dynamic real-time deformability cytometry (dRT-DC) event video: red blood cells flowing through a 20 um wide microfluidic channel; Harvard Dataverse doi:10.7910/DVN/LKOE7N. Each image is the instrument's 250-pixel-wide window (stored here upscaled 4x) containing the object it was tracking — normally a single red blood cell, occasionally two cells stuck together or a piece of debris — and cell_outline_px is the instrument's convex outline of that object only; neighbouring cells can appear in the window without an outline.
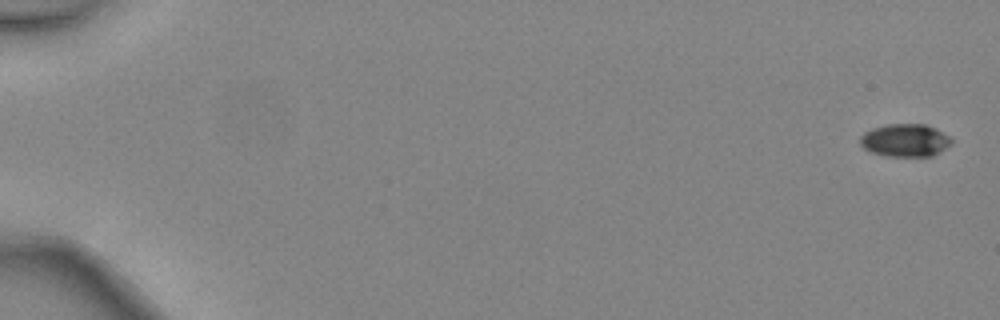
{"species": "common noctule bat (a hibernating species)", "species_latin": "Nyctalus noctula", "temperature_condition": "warm", "stored_images_in_passage": 5, "camera_frame_rate_fps": 3000, "um_per_image_px": 0.085, "animal": {"sex": "female", "body_mass_g": 24.6, "forearm_length_mm": 56.2}, "frame": {"image": 1, "passage_image": 1, "time_ms": 0.0, "image_size_px": [1000, 320], "cell_outline_px": [[952, 144], [932, 156], [888, 156], [872, 152], [864, 148], [860, 144], [860, 136], [864, 132], [872, 128], [888, 124], [924, 124], [936, 128], [948, 136], [952, 140]], "centroid_in_image_um": [76.93, 11.92], "position_along_channel_um": 8.1, "area_um2": 17.4}}